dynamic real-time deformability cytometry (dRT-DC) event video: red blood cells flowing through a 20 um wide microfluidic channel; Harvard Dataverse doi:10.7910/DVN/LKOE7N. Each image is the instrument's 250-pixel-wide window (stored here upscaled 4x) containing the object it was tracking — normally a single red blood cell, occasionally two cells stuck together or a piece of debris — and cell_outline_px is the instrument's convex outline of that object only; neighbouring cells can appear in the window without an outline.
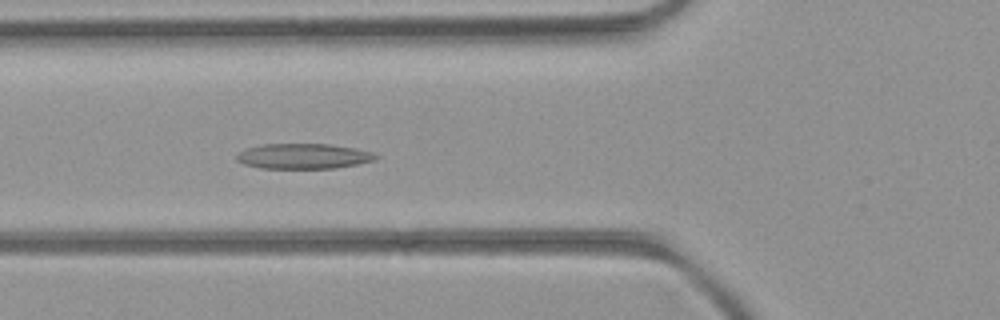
{"species": "common noctule bat (a hibernating species)", "species_latin": "Nyctalus noctula", "temperature_condition": "room temperature", "stored_images_in_passage": 33, "camera_frame_rate_fps": 3000, "um_per_image_px": 0.085, "animal": {"sex": "female", "body_mass_g": 21.9}, "frame": {"image": 1, "passage_image": 7, "time_ms": 2.0, "image_size_px": [1000, 320], "cell_outline_px": [[380, 156], [376, 160], [336, 168], [260, 168], [244, 164], [236, 160], [236, 156], [240, 152], [248, 148], [260, 144], [328, 144], [356, 148], [372, 152]], "centroid_in_image_um": [25.81, 13.27], "position_along_channel_um": 100.0, "area_um2": 20.46}}
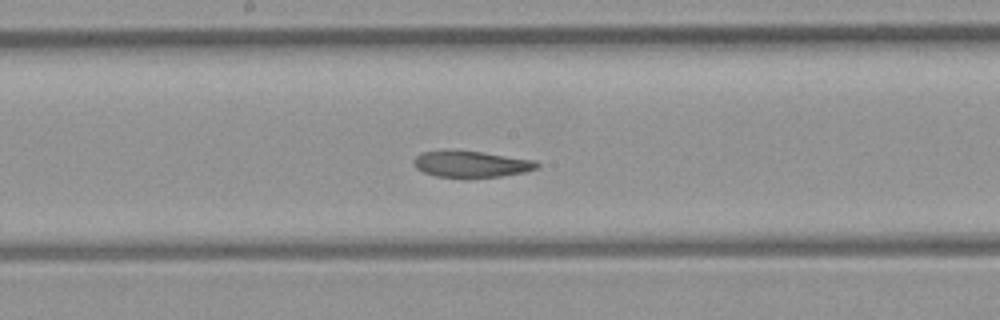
{"frame": {"image": 2, "passage_image": 15, "time_ms": 4.667, "image_size_px": [1000, 320], "cell_outline_px": [[540, 164], [536, 168], [524, 172], [500, 176], [464, 180], [436, 176], [424, 172], [416, 168], [412, 164], [412, 160], [420, 152], [444, 148], [480, 152], [536, 160]], "centroid_in_image_um": [39.96, 13.95], "position_along_channel_um": 208.2, "area_um2": 19.88}}
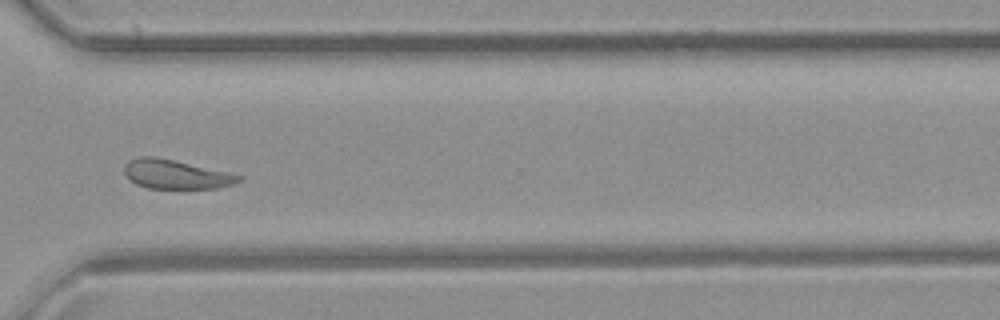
{"frame": {"image": 3, "passage_image": 26, "time_ms": 8.333, "image_size_px": [1000, 320], "cell_outline_px": [[244, 180], [232, 184], [216, 188], [148, 188], [136, 184], [124, 172], [124, 164], [128, 160], [140, 156], [156, 156], [244, 176]], "centroid_in_image_um": [14.94, 14.81], "position_along_channel_um": 355.7, "area_um2": 19.25}, "authors_computed_cell_mechanics": {"area_um2": 19.8832, "velocity_mm_per_s": 4.0361, "shape_relaxation_time_tau1_ms": 10.671, "shape_relaxation_time_tau2_ms": 5.295, "deformation_change_tau1": 0.2019, "deformation_change_tau2": 0.1157}}